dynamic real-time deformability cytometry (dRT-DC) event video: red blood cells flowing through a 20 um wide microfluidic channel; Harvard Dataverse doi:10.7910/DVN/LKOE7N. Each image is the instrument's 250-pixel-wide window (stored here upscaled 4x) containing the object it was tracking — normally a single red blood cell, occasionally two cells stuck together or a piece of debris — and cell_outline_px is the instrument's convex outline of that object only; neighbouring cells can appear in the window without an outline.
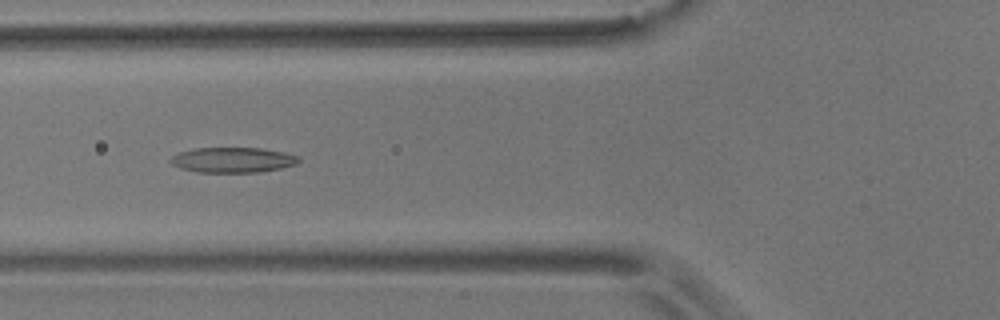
{"species": "common noctule bat (a hibernating species)", "species_latin": "Nyctalus noctula", "temperature_condition": "room temperature", "stored_images_in_passage": 38, "camera_frame_rate_fps": 3000, "um_per_image_px": 0.085, "animal": {"sex": "male", "body_mass_g": 17.9}, "frame": {"image": 1, "passage_image": 4, "time_ms": 1.0, "image_size_px": [1000, 320], "cell_outline_px": [[300, 160], [296, 164], [280, 168], [260, 172], [196, 172], [180, 168], [172, 164], [168, 160], [172, 156], [180, 152], [196, 148], [260, 148], [284, 152], [300, 156]], "centroid_in_image_um": [19.79, 13.59], "position_along_channel_um": 106.0, "area_um2": 18.84}}
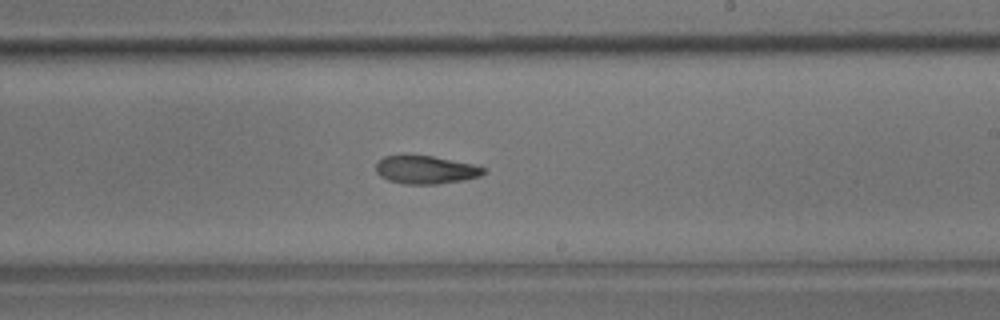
{"frame": {"image": 2, "passage_image": 16, "time_ms": 5.0, "image_size_px": [1000, 320], "cell_outline_px": [[488, 172], [480, 176], [464, 180], [436, 184], [404, 184], [388, 180], [380, 176], [376, 172], [376, 164], [384, 156], [404, 152], [432, 156], [472, 164], [484, 168]], "centroid_in_image_um": [36.14, 14.4], "position_along_channel_um": 252.9, "area_um2": 18.15}}
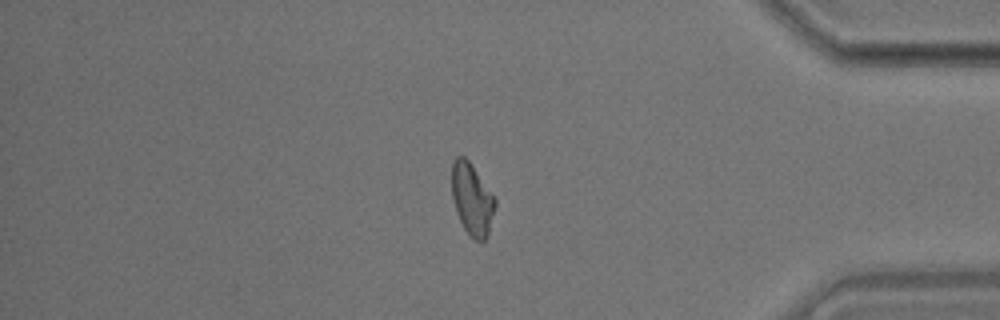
{"frame": {"image": 3, "passage_image": 30, "time_ms": 9.667, "image_size_px": [1000, 320], "cell_outline_px": [[496, 204], [488, 232], [484, 240], [480, 244], [468, 236], [456, 212], [452, 196], [452, 160], [456, 156], [464, 156], [468, 160], [496, 196]], "centroid_in_image_um": [40.13, 16.93], "position_along_channel_um": 395.1, "area_um2": 18.38}, "authors_computed_cell_mechanics": {"area_um2": 18.207, "velocity_mm_per_s": 3.662, "shape_relaxation_time_tau1_ms": 8.2848, "shape_relaxation_time_tau2_ms": 5.4048, "deformation_change_tau1": 0.1915, "deformation_change_tau2": 0.1252}}